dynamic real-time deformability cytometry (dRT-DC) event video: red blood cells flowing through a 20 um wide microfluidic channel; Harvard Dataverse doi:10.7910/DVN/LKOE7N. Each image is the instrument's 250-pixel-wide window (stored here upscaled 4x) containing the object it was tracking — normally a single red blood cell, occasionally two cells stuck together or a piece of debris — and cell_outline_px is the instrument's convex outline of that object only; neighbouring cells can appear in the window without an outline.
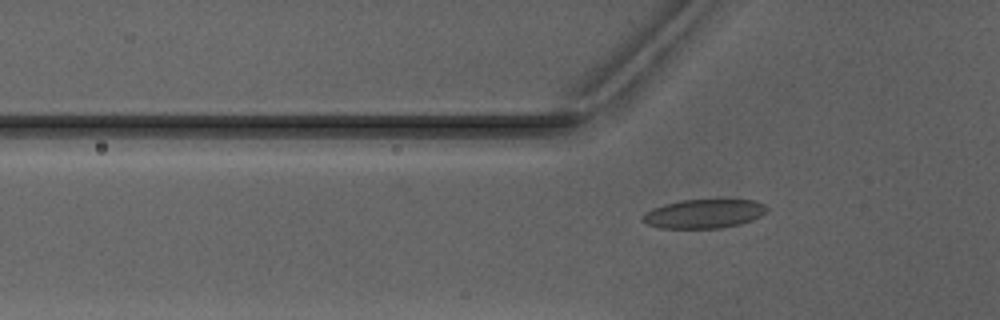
{"species": "Egyptian fruit bat (a non-hibernating species)", "species_latin": "Rousettus aegyptiacus", "temperature_condition": "warm", "stored_images_in_passage": 6, "camera_frame_rate_fps": 3000, "um_per_image_px": 0.085, "animal": {"sex": "male"}, "frame": {"image": 1, "passage_image": 6, "time_ms": 6.0, "image_size_px": [1000, 320], "cell_outline_px": [[768, 212], [752, 220], [740, 224], [720, 228], [660, 228], [648, 224], [640, 220], [640, 216], [644, 212], [652, 208], [664, 204], [680, 200], [752, 200], [764, 204], [768, 208]], "centroid_in_image_um": [59.8, 18.17], "position_along_channel_um": 66.0, "area_um2": 21.1}}